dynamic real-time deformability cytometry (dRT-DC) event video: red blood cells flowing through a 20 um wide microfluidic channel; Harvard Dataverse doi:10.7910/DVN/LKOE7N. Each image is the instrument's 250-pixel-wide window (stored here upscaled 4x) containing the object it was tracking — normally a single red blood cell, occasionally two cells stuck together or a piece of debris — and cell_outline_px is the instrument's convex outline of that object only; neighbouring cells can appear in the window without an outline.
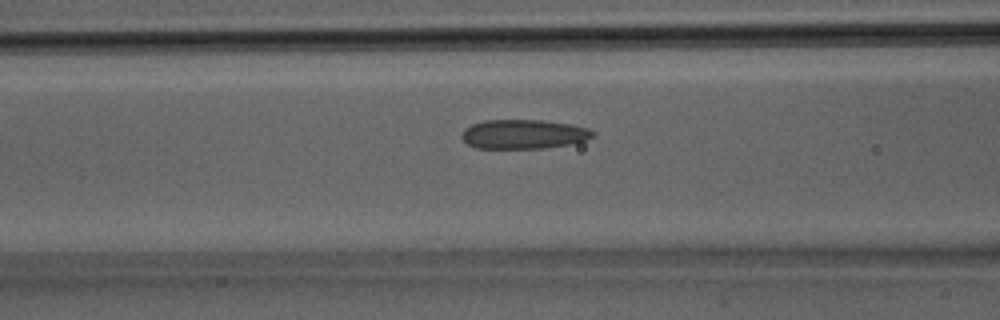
{"species": "Egyptian fruit bat (a non-hibernating species)", "species_latin": "Rousettus aegyptiacus", "temperature_condition": "room temperature", "stored_images_in_passage": 23, "camera_frame_rate_fps": 3000, "um_per_image_px": 0.085, "animal": {"sex": "male"}, "frame": {"image": 1, "passage_image": 4, "time_ms": 1.0, "image_size_px": [1000, 320], "cell_outline_px": [[596, 132], [592, 136], [584, 140], [568, 144], [544, 148], [476, 148], [468, 144], [460, 136], [464, 128], [472, 124], [484, 120], [544, 120], [568, 124], [588, 128]], "centroid_in_image_um": [44.46, 11.4], "position_along_channel_um": 122.1, "area_um2": 22.25}}
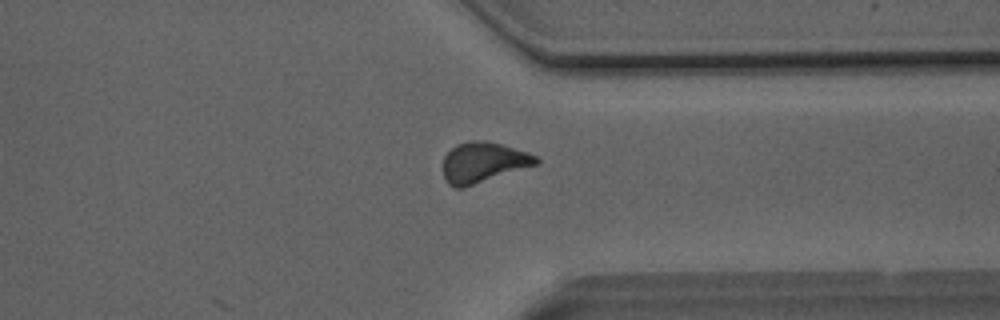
{"frame": {"image": 2, "passage_image": 16, "time_ms": 5.0, "image_size_px": [1000, 320], "cell_outline_px": [[540, 164], [464, 188], [456, 188], [448, 184], [444, 180], [444, 156], [456, 144], [468, 140], [484, 140], [500, 144], [528, 152], [536, 156], [540, 160]], "centroid_in_image_um": [41.09, 13.81], "position_along_channel_um": 370.3, "area_um2": 22.2}}
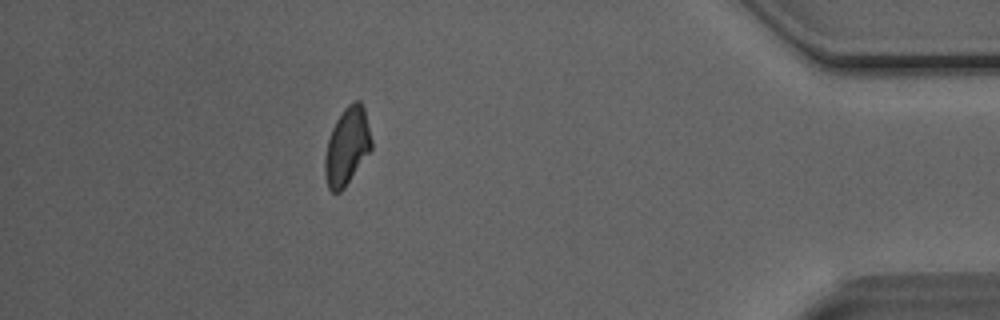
{"frame": {"image": 3, "passage_image": 20, "time_ms": 6.333, "image_size_px": [1000, 320], "cell_outline_px": [[372, 148], [344, 188], [340, 192], [332, 192], [328, 188], [324, 176], [324, 160], [328, 140], [332, 128], [336, 120], [344, 108], [352, 100], [360, 100], [364, 108], [372, 140]], "centroid_in_image_um": [29.49, 12.43], "position_along_channel_um": 405.7, "area_um2": 20.98}}